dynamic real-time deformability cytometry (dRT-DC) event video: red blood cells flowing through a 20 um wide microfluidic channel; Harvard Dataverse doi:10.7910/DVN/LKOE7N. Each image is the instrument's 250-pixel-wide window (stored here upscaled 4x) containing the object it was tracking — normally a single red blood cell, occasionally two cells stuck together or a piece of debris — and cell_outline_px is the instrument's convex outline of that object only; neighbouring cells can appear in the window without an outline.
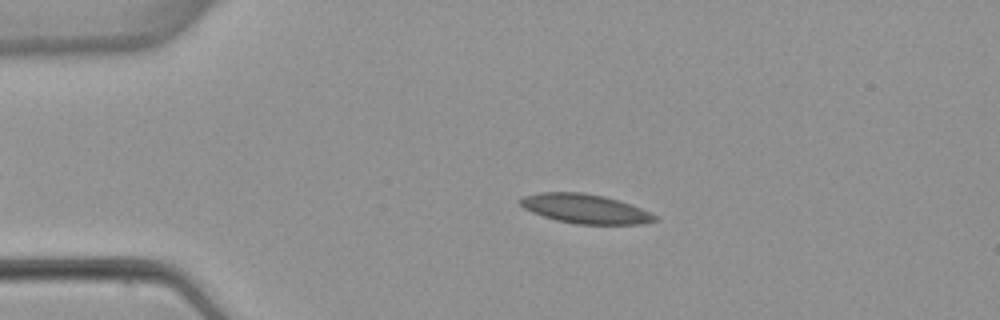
{"species": "common noctule bat (a hibernating species)", "species_latin": "Nyctalus noctula", "temperature_condition": "warm", "stored_images_in_passage": 3, "camera_frame_rate_fps": 3000, "um_per_image_px": 0.085, "animal": {"sex": "female", "body_mass_g": 22.7, "forearm_length_mm": 54.2}, "frame": {"image": 1, "passage_image": 2, "time_ms": 1.333, "image_size_px": [1000, 320], "cell_outline_px": [[656, 220], [644, 224], [576, 224], [556, 220], [532, 212], [524, 208], [516, 200], [524, 196], [540, 192], [584, 192], [604, 196], [652, 212], [656, 216]], "centroid_in_image_um": [49.71, 17.74], "position_along_channel_um": 35.3, "area_um2": 22.89}}